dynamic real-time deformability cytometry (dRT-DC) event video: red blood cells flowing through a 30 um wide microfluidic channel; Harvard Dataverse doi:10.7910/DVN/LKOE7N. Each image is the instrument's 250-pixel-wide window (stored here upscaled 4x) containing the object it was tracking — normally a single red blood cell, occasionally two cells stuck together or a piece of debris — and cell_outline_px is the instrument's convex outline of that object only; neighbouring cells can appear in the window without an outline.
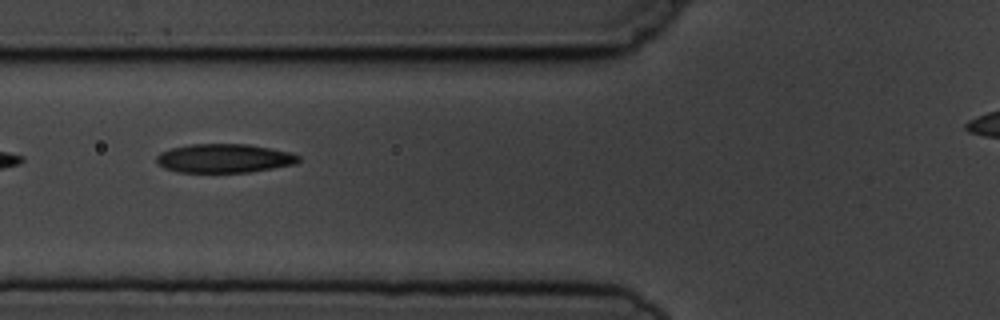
{"species": "common noctule bat (a hibernating species)", "species_latin": "Nyctalus noctula", "temperature_condition": "cold", "stored_images_in_passage": 14, "camera_frame_rate_fps": 3000, "um_per_image_px": 0.085, "animal": {"sex": "male", "body_mass_g": 19.5, "forearm_length_mm": 54.6}, "frame": {"image": 1, "passage_image": 6, "time_ms": 6.667, "image_size_px": [1000, 320], "cell_outline_px": [[300, 160], [296, 164], [248, 172], [180, 172], [164, 168], [156, 160], [156, 156], [160, 152], [172, 148], [192, 144], [248, 144], [292, 152], [300, 156]], "centroid_in_image_um": [19.09, 13.45], "position_along_channel_um": 106.7, "area_um2": 23.81}}
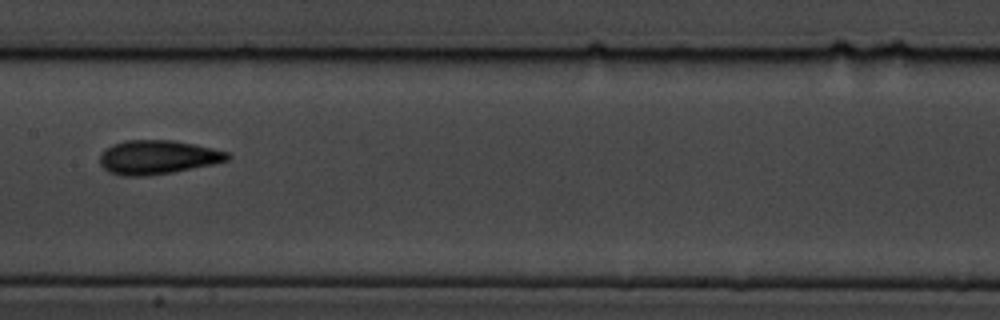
{"frame": {"image": 2, "passage_image": 8, "time_ms": 9.0, "image_size_px": [1000, 320], "cell_outline_px": [[232, 156], [228, 160], [212, 164], [172, 172], [144, 176], [120, 176], [108, 172], [100, 164], [100, 156], [104, 148], [112, 144], [124, 140], [172, 140], [212, 148], [228, 152]], "centroid_in_image_um": [13.35, 13.36], "position_along_channel_um": 194.0, "area_um2": 25.26}}
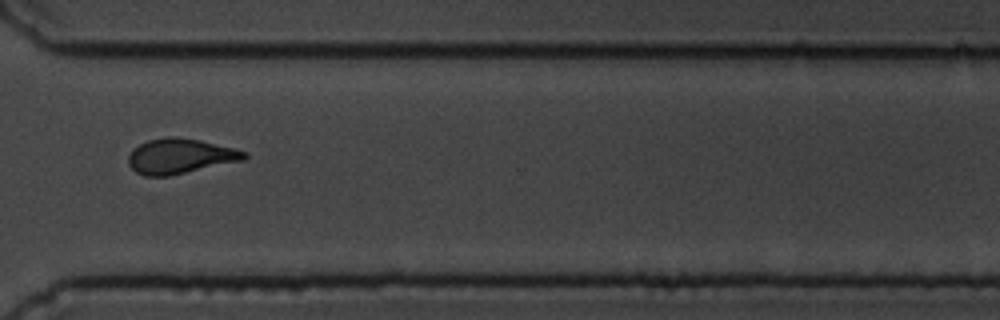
{"frame": {"image": 3, "passage_image": 12, "time_ms": 13.333, "image_size_px": [1000, 320], "cell_outline_px": [[248, 156], [244, 160], [168, 176], [144, 176], [136, 172], [128, 164], [128, 156], [140, 144], [148, 140], [168, 136], [200, 140], [236, 148], [248, 152]], "centroid_in_image_um": [15.34, 13.27], "position_along_channel_um": 355.3, "area_um2": 23.58}}